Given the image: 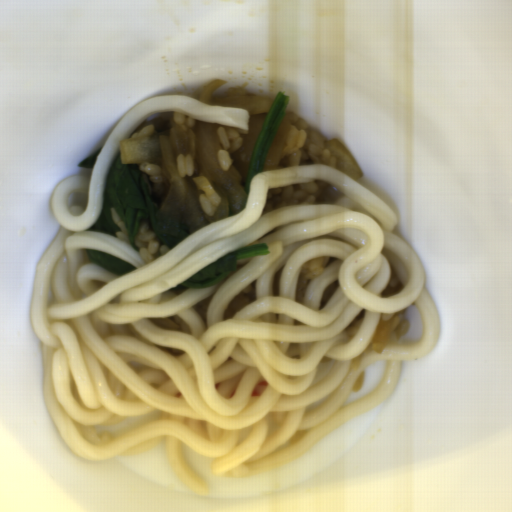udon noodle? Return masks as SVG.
<instances>
[{
    "instance_id": "udon-noodle-1",
    "label": "udon noodle",
    "mask_w": 512,
    "mask_h": 512,
    "mask_svg": "<svg viewBox=\"0 0 512 512\" xmlns=\"http://www.w3.org/2000/svg\"><path fill=\"white\" fill-rule=\"evenodd\" d=\"M156 112L242 135L252 115L173 95L127 111L91 173L65 177L53 192L59 230L36 267L30 321L42 344L43 401L68 448L103 461L163 443L176 478L205 496L183 443L216 477L274 470L388 399L402 363L437 346L440 318L392 210L330 165L256 173L240 212L149 263L113 207L116 236L88 231L120 140ZM315 179L343 197L261 215L268 190ZM257 243L269 255L238 260L217 285L168 291ZM86 248L137 268L118 277L89 262Z\"/></svg>"
}]
</instances>
